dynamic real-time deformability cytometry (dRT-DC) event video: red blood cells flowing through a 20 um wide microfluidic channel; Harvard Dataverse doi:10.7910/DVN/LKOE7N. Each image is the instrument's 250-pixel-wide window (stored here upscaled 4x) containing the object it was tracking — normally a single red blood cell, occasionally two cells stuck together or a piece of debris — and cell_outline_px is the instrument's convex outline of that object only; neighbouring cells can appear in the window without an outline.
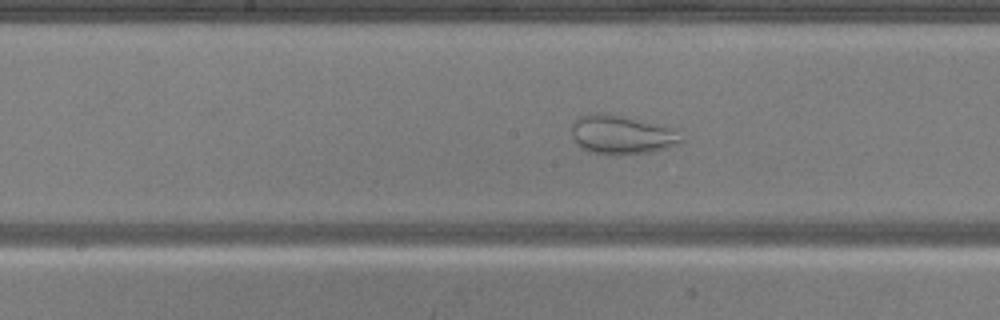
{"species": "common noctule bat (a hibernating species)", "species_latin": "Nyctalus noctula", "temperature_condition": "warm", "stored_images_in_passage": 49, "camera_frame_rate_fps": 3000, "um_per_image_px": 0.085, "animal": {"sex": "male", "body_mass_g": 20.5, "forearm_length_mm": 52.5}, "frame": {"image": 1, "passage_image": 24, "time_ms": 7.667, "image_size_px": [1000, 320], "cell_outline_px": [[684, 140], [680, 144], [668, 148], [648, 152], [588, 152], [576, 144], [572, 136], [572, 120], [588, 112], [608, 112], [676, 128]], "centroid_in_image_um": [52.84, 11.38], "position_along_channel_um": 195.4, "area_um2": 24.91}}
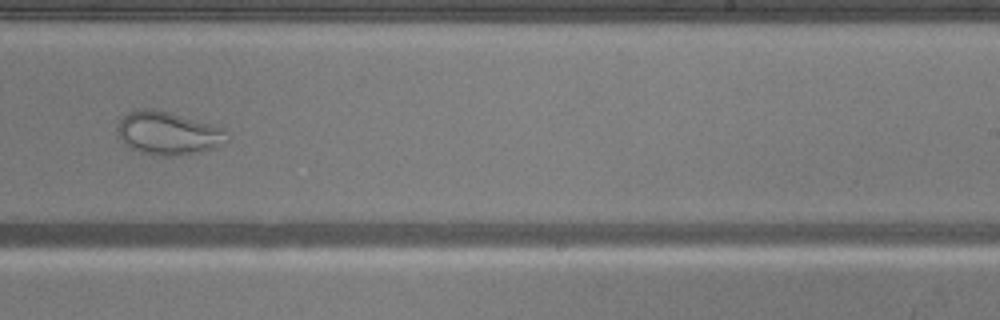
{"frame": {"image": 2, "passage_image": 30, "time_ms": 9.667, "image_size_px": [1000, 320], "cell_outline_px": [[228, 140], [208, 148], [196, 152], [176, 156], [160, 156], [140, 152], [128, 148], [124, 144], [116, 128], [116, 124], [128, 112], [136, 108], [156, 108], [208, 124], [220, 128], [224, 132]], "centroid_in_image_um": [14.15, 11.31], "position_along_channel_um": 274.9, "area_um2": 27.05}}
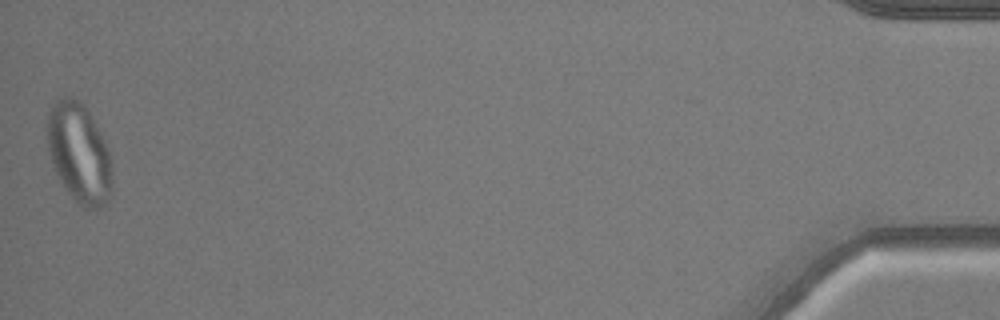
{"frame": {"image": 3, "passage_image": 49, "time_ms": 16.0, "image_size_px": [1000, 320], "cell_outline_px": [[112, 188], [108, 200], [100, 208], [84, 208], [64, 188], [56, 172], [48, 152], [48, 112], [52, 104], [56, 100], [68, 96], [72, 96], [80, 100], [84, 104], [100, 132], [108, 148], [112, 164]], "centroid_in_image_um": [6.74, 13.0], "position_along_channel_um": 428.5, "area_um2": 37.63}}